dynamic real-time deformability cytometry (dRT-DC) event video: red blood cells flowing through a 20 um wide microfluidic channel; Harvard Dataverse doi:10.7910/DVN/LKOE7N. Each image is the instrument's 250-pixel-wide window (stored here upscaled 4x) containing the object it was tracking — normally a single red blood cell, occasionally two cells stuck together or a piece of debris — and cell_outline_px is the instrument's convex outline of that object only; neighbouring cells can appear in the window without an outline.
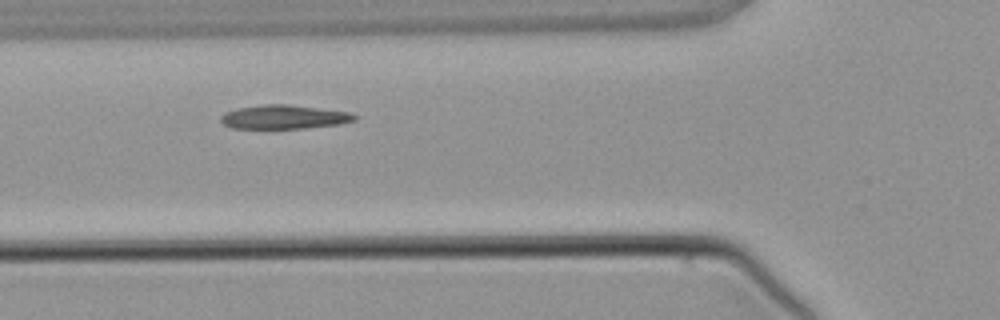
{"species": "common noctule bat (a hibernating species)", "species_latin": "Nyctalus noctula", "temperature_condition": "warm", "stored_images_in_passage": 3, "camera_frame_rate_fps": 3000, "um_per_image_px": 0.085, "animal": {"sex": "male", "body_mass_g": 21.5, "forearm_length_mm": 52.0}, "frame": {"image": 1, "passage_image": 3, "time_ms": 3.0, "image_size_px": [1000, 320], "cell_outline_px": [[356, 120], [340, 124], [304, 128], [232, 128], [224, 124], [220, 120], [220, 116], [224, 112], [236, 108], [260, 104], [288, 104], [352, 112], [356, 116]], "centroid_in_image_um": [24.13, 9.93], "position_along_channel_um": 101.7, "area_um2": 18.79}}